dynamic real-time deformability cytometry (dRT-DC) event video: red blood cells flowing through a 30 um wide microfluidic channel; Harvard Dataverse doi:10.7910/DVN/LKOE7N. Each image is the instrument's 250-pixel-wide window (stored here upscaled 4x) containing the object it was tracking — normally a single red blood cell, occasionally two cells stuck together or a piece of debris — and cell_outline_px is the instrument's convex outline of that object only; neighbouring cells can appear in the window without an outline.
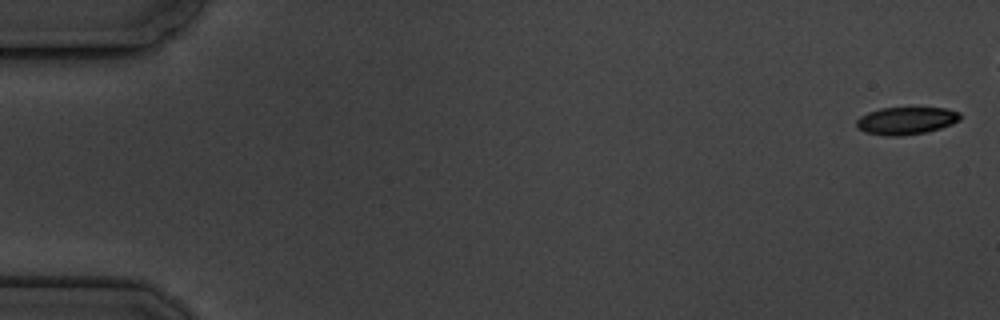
{"species": "common noctule bat (a hibernating species)", "species_latin": "Nyctalus noctula", "temperature_condition": "cold", "stored_images_in_passage": 7, "camera_frame_rate_fps": 3000, "um_per_image_px": 0.085, "animal": {"sex": "male", "body_mass_g": 19.5, "forearm_length_mm": 54.6}, "frame": {"image": 1, "passage_image": 1, "time_ms": 0.0, "image_size_px": [1000, 320], "cell_outline_px": [[960, 120], [952, 124], [928, 132], [900, 136], [888, 136], [864, 132], [856, 128], [856, 120], [860, 116], [868, 112], [880, 108], [944, 108], [960, 112]], "centroid_in_image_um": [77.0, 10.26], "position_along_channel_um": 8.0, "area_um2": 16.7}}